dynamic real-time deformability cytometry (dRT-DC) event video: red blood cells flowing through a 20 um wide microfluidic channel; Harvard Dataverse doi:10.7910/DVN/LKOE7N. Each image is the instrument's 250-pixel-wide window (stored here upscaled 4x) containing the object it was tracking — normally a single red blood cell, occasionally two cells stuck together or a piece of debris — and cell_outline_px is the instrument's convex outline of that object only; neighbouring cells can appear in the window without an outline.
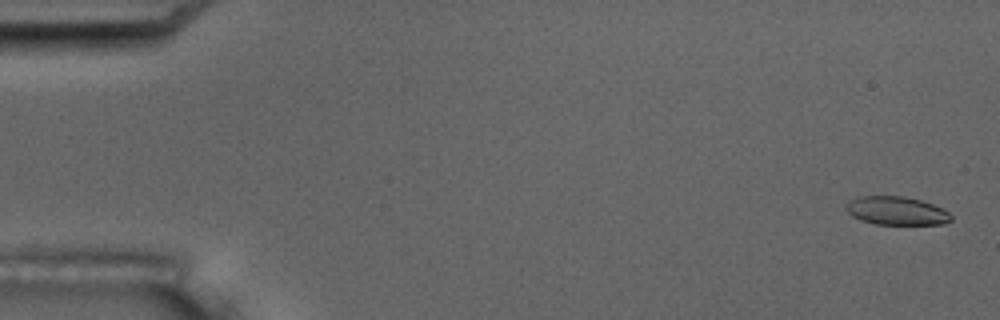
{"species": "common noctule bat (a hibernating species)", "species_latin": "Nyctalus noctula", "temperature_condition": "room temperature", "stored_images_in_passage": 6, "camera_frame_rate_fps": 3000, "um_per_image_px": 0.085, "animal": {"sex": "male", "body_mass_g": 17.5, "forearm_length_mm": 52.3}, "frame": {"image": 1, "passage_image": 1, "time_ms": 0.0, "image_size_px": [1000, 320], "cell_outline_px": [[952, 220], [944, 224], [876, 224], [860, 220], [852, 216], [844, 208], [844, 204], [848, 200], [860, 196], [904, 196], [920, 200], [932, 204], [948, 212], [952, 216]], "centroid_in_image_um": [76.15, 17.91], "position_along_channel_um": 8.9, "area_um2": 17.46}}